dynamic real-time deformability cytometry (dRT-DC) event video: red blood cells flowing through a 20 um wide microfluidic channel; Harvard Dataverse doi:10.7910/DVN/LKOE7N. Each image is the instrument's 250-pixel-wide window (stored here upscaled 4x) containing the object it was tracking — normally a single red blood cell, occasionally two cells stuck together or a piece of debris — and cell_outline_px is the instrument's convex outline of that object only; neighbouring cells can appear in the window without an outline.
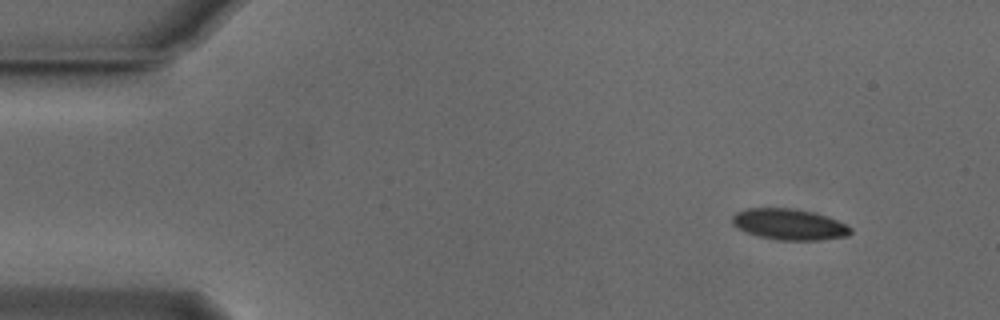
{"species": "Egyptian fruit bat (a non-hibernating species)", "species_latin": "Rousettus aegyptiacus", "temperature_condition": "cold", "stored_images_in_passage": 49, "camera_frame_rate_fps": 3000, "um_per_image_px": 0.085, "animal": {"sex": "male"}, "frame": {"image": 1, "passage_image": 1, "time_ms": 0.0, "image_size_px": [1000, 320], "cell_outline_px": [[852, 232], [848, 236], [820, 240], [776, 240], [756, 236], [732, 224], [732, 216], [736, 212], [748, 208], [792, 208], [812, 212], [836, 220], [852, 228]], "centroid_in_image_um": [67.07, 19.08], "position_along_channel_um": 17.9, "area_um2": 21.27}}
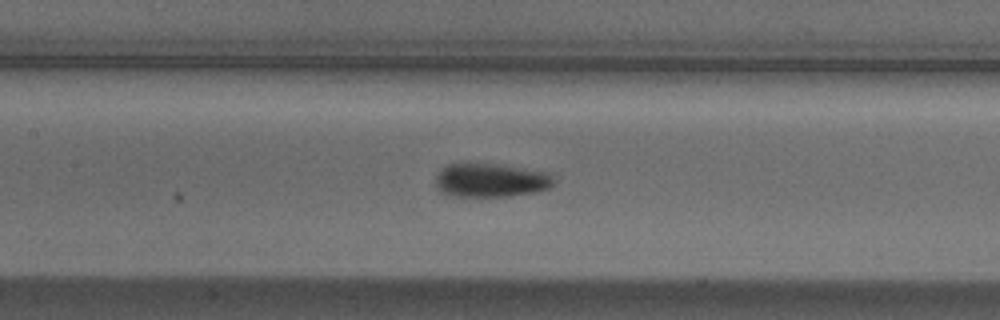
{"frame": {"image": 2, "passage_image": 20, "time_ms": 6.333, "image_size_px": [1000, 320], "cell_outline_px": [[552, 184], [548, 188], [536, 192], [508, 196], [452, 196], [444, 192], [436, 184], [436, 176], [448, 164], [492, 164], [548, 172], [552, 176]], "centroid_in_image_um": [41.73, 15.33], "position_along_channel_um": 165.7, "area_um2": 22.6}}
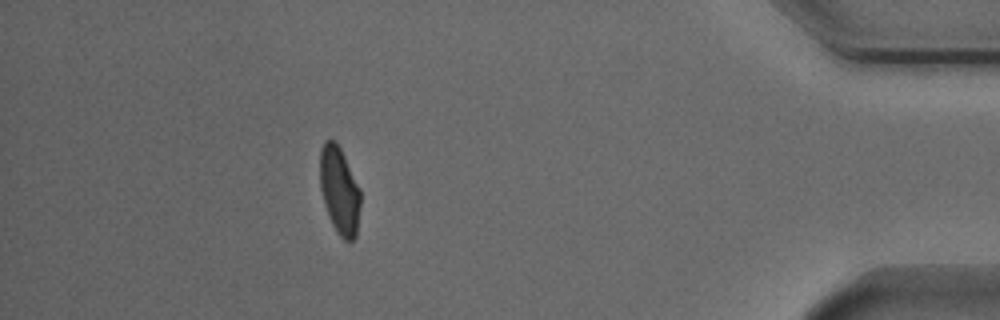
{"frame": {"image": 3, "passage_image": 43, "time_ms": 14.0, "image_size_px": [1000, 320], "cell_outline_px": [[360, 208], [356, 236], [352, 240], [344, 240], [336, 232], [328, 216], [324, 204], [320, 188], [320, 148], [324, 140], [336, 140], [360, 188]], "centroid_in_image_um": [28.84, 16.19], "position_along_channel_um": 406.4, "area_um2": 20.75}, "authors_computed_cell_mechanics": {"area_um2": 22.0796, "velocity_mm_per_s": 3.8403, "shape_relaxation_time_tau1_ms": 3.2088, "shape_relaxation_time_tau2_ms": 1.9806, "deformation_change_tau1": 0.1217, "deformation_change_tau2": 0.0658}}